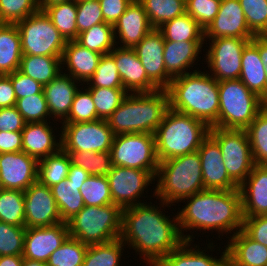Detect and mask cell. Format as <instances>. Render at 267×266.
I'll list each match as a JSON object with an SVG mask.
<instances>
[{"instance_id":"cell-1","label":"cell","mask_w":267,"mask_h":266,"mask_svg":"<svg viewBox=\"0 0 267 266\" xmlns=\"http://www.w3.org/2000/svg\"><path fill=\"white\" fill-rule=\"evenodd\" d=\"M144 203L122 210L120 239L140 252L150 266L178 248L183 239L178 215L170 220L159 207ZM174 221V222H173Z\"/></svg>"},{"instance_id":"cell-2","label":"cell","mask_w":267,"mask_h":266,"mask_svg":"<svg viewBox=\"0 0 267 266\" xmlns=\"http://www.w3.org/2000/svg\"><path fill=\"white\" fill-rule=\"evenodd\" d=\"M186 199V206L177 215L181 235L190 244L192 235L183 234L187 229L218 230L222 234L228 231L231 233L234 229V233H237L242 229L243 214L239 189H205L183 200Z\"/></svg>"},{"instance_id":"cell-3","label":"cell","mask_w":267,"mask_h":266,"mask_svg":"<svg viewBox=\"0 0 267 266\" xmlns=\"http://www.w3.org/2000/svg\"><path fill=\"white\" fill-rule=\"evenodd\" d=\"M194 72L176 77L166 88L169 108L202 120L211 127L219 115V88L210 74Z\"/></svg>"},{"instance_id":"cell-4","label":"cell","mask_w":267,"mask_h":266,"mask_svg":"<svg viewBox=\"0 0 267 266\" xmlns=\"http://www.w3.org/2000/svg\"><path fill=\"white\" fill-rule=\"evenodd\" d=\"M169 109L166 89L150 93H129L107 119L114 135L154 134Z\"/></svg>"},{"instance_id":"cell-5","label":"cell","mask_w":267,"mask_h":266,"mask_svg":"<svg viewBox=\"0 0 267 266\" xmlns=\"http://www.w3.org/2000/svg\"><path fill=\"white\" fill-rule=\"evenodd\" d=\"M209 130L202 120L169 108L154 133L159 162L197 152Z\"/></svg>"},{"instance_id":"cell-6","label":"cell","mask_w":267,"mask_h":266,"mask_svg":"<svg viewBox=\"0 0 267 266\" xmlns=\"http://www.w3.org/2000/svg\"><path fill=\"white\" fill-rule=\"evenodd\" d=\"M156 176L154 194L161 199V207L205 190L198 151L159 162Z\"/></svg>"},{"instance_id":"cell-7","label":"cell","mask_w":267,"mask_h":266,"mask_svg":"<svg viewBox=\"0 0 267 266\" xmlns=\"http://www.w3.org/2000/svg\"><path fill=\"white\" fill-rule=\"evenodd\" d=\"M219 115L211 127L245 130L266 105L257 94L250 91L240 79L218 82Z\"/></svg>"},{"instance_id":"cell-8","label":"cell","mask_w":267,"mask_h":266,"mask_svg":"<svg viewBox=\"0 0 267 266\" xmlns=\"http://www.w3.org/2000/svg\"><path fill=\"white\" fill-rule=\"evenodd\" d=\"M121 222L122 209L115 204L85 205L67 225L70 237L90 246L120 238Z\"/></svg>"},{"instance_id":"cell-9","label":"cell","mask_w":267,"mask_h":266,"mask_svg":"<svg viewBox=\"0 0 267 266\" xmlns=\"http://www.w3.org/2000/svg\"><path fill=\"white\" fill-rule=\"evenodd\" d=\"M23 55L62 56L67 41L43 10L16 23Z\"/></svg>"},{"instance_id":"cell-10","label":"cell","mask_w":267,"mask_h":266,"mask_svg":"<svg viewBox=\"0 0 267 266\" xmlns=\"http://www.w3.org/2000/svg\"><path fill=\"white\" fill-rule=\"evenodd\" d=\"M110 154L114 166L150 171L156 177L159 160L156 154L154 134L116 135L110 148Z\"/></svg>"},{"instance_id":"cell-11","label":"cell","mask_w":267,"mask_h":266,"mask_svg":"<svg viewBox=\"0 0 267 266\" xmlns=\"http://www.w3.org/2000/svg\"><path fill=\"white\" fill-rule=\"evenodd\" d=\"M209 135L221 149L229 177L239 186L255 165L246 131L210 127Z\"/></svg>"},{"instance_id":"cell-12","label":"cell","mask_w":267,"mask_h":266,"mask_svg":"<svg viewBox=\"0 0 267 266\" xmlns=\"http://www.w3.org/2000/svg\"><path fill=\"white\" fill-rule=\"evenodd\" d=\"M61 149L65 152H110L114 133L107 120L62 123Z\"/></svg>"},{"instance_id":"cell-13","label":"cell","mask_w":267,"mask_h":266,"mask_svg":"<svg viewBox=\"0 0 267 266\" xmlns=\"http://www.w3.org/2000/svg\"><path fill=\"white\" fill-rule=\"evenodd\" d=\"M212 40L206 62L211 76L218 82L239 79L242 67V52L252 39L219 37Z\"/></svg>"},{"instance_id":"cell-14","label":"cell","mask_w":267,"mask_h":266,"mask_svg":"<svg viewBox=\"0 0 267 266\" xmlns=\"http://www.w3.org/2000/svg\"><path fill=\"white\" fill-rule=\"evenodd\" d=\"M107 178L112 203L122 210L141 204L140 201L137 202V198L139 199L149 183L157 179L150 171L114 165Z\"/></svg>"},{"instance_id":"cell-15","label":"cell","mask_w":267,"mask_h":266,"mask_svg":"<svg viewBox=\"0 0 267 266\" xmlns=\"http://www.w3.org/2000/svg\"><path fill=\"white\" fill-rule=\"evenodd\" d=\"M25 227H49L62 221L51 189L34 182L24 191Z\"/></svg>"},{"instance_id":"cell-16","label":"cell","mask_w":267,"mask_h":266,"mask_svg":"<svg viewBox=\"0 0 267 266\" xmlns=\"http://www.w3.org/2000/svg\"><path fill=\"white\" fill-rule=\"evenodd\" d=\"M38 160L25 152L0 153L3 189L25 191L37 181Z\"/></svg>"},{"instance_id":"cell-17","label":"cell","mask_w":267,"mask_h":266,"mask_svg":"<svg viewBox=\"0 0 267 266\" xmlns=\"http://www.w3.org/2000/svg\"><path fill=\"white\" fill-rule=\"evenodd\" d=\"M164 38L153 28L133 49L143 65L148 78L159 88L166 89L172 78L167 74L164 62Z\"/></svg>"},{"instance_id":"cell-18","label":"cell","mask_w":267,"mask_h":266,"mask_svg":"<svg viewBox=\"0 0 267 266\" xmlns=\"http://www.w3.org/2000/svg\"><path fill=\"white\" fill-rule=\"evenodd\" d=\"M68 237L67 222L49 227L26 228L22 257L46 263L52 252Z\"/></svg>"},{"instance_id":"cell-19","label":"cell","mask_w":267,"mask_h":266,"mask_svg":"<svg viewBox=\"0 0 267 266\" xmlns=\"http://www.w3.org/2000/svg\"><path fill=\"white\" fill-rule=\"evenodd\" d=\"M239 0H221L219 12L204 30V38L219 37L253 39Z\"/></svg>"},{"instance_id":"cell-20","label":"cell","mask_w":267,"mask_h":266,"mask_svg":"<svg viewBox=\"0 0 267 266\" xmlns=\"http://www.w3.org/2000/svg\"><path fill=\"white\" fill-rule=\"evenodd\" d=\"M197 151L201 160L204 189H239L226 171L218 143L210 135L202 141Z\"/></svg>"},{"instance_id":"cell-21","label":"cell","mask_w":267,"mask_h":266,"mask_svg":"<svg viewBox=\"0 0 267 266\" xmlns=\"http://www.w3.org/2000/svg\"><path fill=\"white\" fill-rule=\"evenodd\" d=\"M110 54L114 57L123 88L127 92L150 93L159 90L148 78L134 49L115 47Z\"/></svg>"},{"instance_id":"cell-22","label":"cell","mask_w":267,"mask_h":266,"mask_svg":"<svg viewBox=\"0 0 267 266\" xmlns=\"http://www.w3.org/2000/svg\"><path fill=\"white\" fill-rule=\"evenodd\" d=\"M239 190L243 217L267 215V165L255 164Z\"/></svg>"},{"instance_id":"cell-23","label":"cell","mask_w":267,"mask_h":266,"mask_svg":"<svg viewBox=\"0 0 267 266\" xmlns=\"http://www.w3.org/2000/svg\"><path fill=\"white\" fill-rule=\"evenodd\" d=\"M114 37L120 38L119 48L133 49L152 29L143 5L133 0L113 25ZM118 33V36L116 35Z\"/></svg>"},{"instance_id":"cell-24","label":"cell","mask_w":267,"mask_h":266,"mask_svg":"<svg viewBox=\"0 0 267 266\" xmlns=\"http://www.w3.org/2000/svg\"><path fill=\"white\" fill-rule=\"evenodd\" d=\"M226 246L227 266H267V247L251 239L242 229L230 235Z\"/></svg>"},{"instance_id":"cell-25","label":"cell","mask_w":267,"mask_h":266,"mask_svg":"<svg viewBox=\"0 0 267 266\" xmlns=\"http://www.w3.org/2000/svg\"><path fill=\"white\" fill-rule=\"evenodd\" d=\"M72 76L59 74L49 84L44 85L43 93L47 102L50 117L65 120L70 112L74 96L79 90ZM52 115V116H51Z\"/></svg>"},{"instance_id":"cell-26","label":"cell","mask_w":267,"mask_h":266,"mask_svg":"<svg viewBox=\"0 0 267 266\" xmlns=\"http://www.w3.org/2000/svg\"><path fill=\"white\" fill-rule=\"evenodd\" d=\"M61 149V140L56 142L53 128L48 122L25 123L22 130V151L40 160L57 153Z\"/></svg>"},{"instance_id":"cell-27","label":"cell","mask_w":267,"mask_h":266,"mask_svg":"<svg viewBox=\"0 0 267 266\" xmlns=\"http://www.w3.org/2000/svg\"><path fill=\"white\" fill-rule=\"evenodd\" d=\"M203 41H164V62L167 74L176 78L187 73L188 68L192 66L199 57Z\"/></svg>"},{"instance_id":"cell-28","label":"cell","mask_w":267,"mask_h":266,"mask_svg":"<svg viewBox=\"0 0 267 266\" xmlns=\"http://www.w3.org/2000/svg\"><path fill=\"white\" fill-rule=\"evenodd\" d=\"M101 56L100 53L82 47L75 40L67 41L61 63L68 66L69 75L76 81L88 83V80L96 71Z\"/></svg>"},{"instance_id":"cell-29","label":"cell","mask_w":267,"mask_h":266,"mask_svg":"<svg viewBox=\"0 0 267 266\" xmlns=\"http://www.w3.org/2000/svg\"><path fill=\"white\" fill-rule=\"evenodd\" d=\"M239 79L252 92L267 101L265 66L258 48L250 41L242 52V67Z\"/></svg>"},{"instance_id":"cell-30","label":"cell","mask_w":267,"mask_h":266,"mask_svg":"<svg viewBox=\"0 0 267 266\" xmlns=\"http://www.w3.org/2000/svg\"><path fill=\"white\" fill-rule=\"evenodd\" d=\"M21 36L16 24L0 23V75H8L19 69Z\"/></svg>"},{"instance_id":"cell-31","label":"cell","mask_w":267,"mask_h":266,"mask_svg":"<svg viewBox=\"0 0 267 266\" xmlns=\"http://www.w3.org/2000/svg\"><path fill=\"white\" fill-rule=\"evenodd\" d=\"M189 241H184L178 248L164 256L155 266H227L226 248L220 259L205 254L200 249H192ZM188 248V249H187Z\"/></svg>"},{"instance_id":"cell-32","label":"cell","mask_w":267,"mask_h":266,"mask_svg":"<svg viewBox=\"0 0 267 266\" xmlns=\"http://www.w3.org/2000/svg\"><path fill=\"white\" fill-rule=\"evenodd\" d=\"M61 57L22 55L18 70L44 86L63 73Z\"/></svg>"},{"instance_id":"cell-33","label":"cell","mask_w":267,"mask_h":266,"mask_svg":"<svg viewBox=\"0 0 267 266\" xmlns=\"http://www.w3.org/2000/svg\"><path fill=\"white\" fill-rule=\"evenodd\" d=\"M82 185L65 179L50 187L63 222H67L84 208L85 203L80 193Z\"/></svg>"},{"instance_id":"cell-34","label":"cell","mask_w":267,"mask_h":266,"mask_svg":"<svg viewBox=\"0 0 267 266\" xmlns=\"http://www.w3.org/2000/svg\"><path fill=\"white\" fill-rule=\"evenodd\" d=\"M50 18L66 41H74L78 37L77 5L75 0L57 3L51 6H39Z\"/></svg>"},{"instance_id":"cell-35","label":"cell","mask_w":267,"mask_h":266,"mask_svg":"<svg viewBox=\"0 0 267 266\" xmlns=\"http://www.w3.org/2000/svg\"><path fill=\"white\" fill-rule=\"evenodd\" d=\"M164 40L173 42L204 41V29L189 14L164 22L157 28Z\"/></svg>"},{"instance_id":"cell-36","label":"cell","mask_w":267,"mask_h":266,"mask_svg":"<svg viewBox=\"0 0 267 266\" xmlns=\"http://www.w3.org/2000/svg\"><path fill=\"white\" fill-rule=\"evenodd\" d=\"M71 163L70 155L60 149L57 153L38 160L37 180L50 188L67 179Z\"/></svg>"},{"instance_id":"cell-37","label":"cell","mask_w":267,"mask_h":266,"mask_svg":"<svg viewBox=\"0 0 267 266\" xmlns=\"http://www.w3.org/2000/svg\"><path fill=\"white\" fill-rule=\"evenodd\" d=\"M82 47L91 51L107 54L115 48V37L113 25L109 23H99L88 30L79 33L75 40Z\"/></svg>"},{"instance_id":"cell-38","label":"cell","mask_w":267,"mask_h":266,"mask_svg":"<svg viewBox=\"0 0 267 266\" xmlns=\"http://www.w3.org/2000/svg\"><path fill=\"white\" fill-rule=\"evenodd\" d=\"M144 7L153 28L186 13L185 0H138Z\"/></svg>"},{"instance_id":"cell-39","label":"cell","mask_w":267,"mask_h":266,"mask_svg":"<svg viewBox=\"0 0 267 266\" xmlns=\"http://www.w3.org/2000/svg\"><path fill=\"white\" fill-rule=\"evenodd\" d=\"M254 163L267 165V105L257 114L255 120L245 129Z\"/></svg>"},{"instance_id":"cell-40","label":"cell","mask_w":267,"mask_h":266,"mask_svg":"<svg viewBox=\"0 0 267 266\" xmlns=\"http://www.w3.org/2000/svg\"><path fill=\"white\" fill-rule=\"evenodd\" d=\"M125 245L120 238L90 245L85 253L82 266H120L122 249Z\"/></svg>"},{"instance_id":"cell-41","label":"cell","mask_w":267,"mask_h":266,"mask_svg":"<svg viewBox=\"0 0 267 266\" xmlns=\"http://www.w3.org/2000/svg\"><path fill=\"white\" fill-rule=\"evenodd\" d=\"M0 221L25 226L24 191L0 190Z\"/></svg>"},{"instance_id":"cell-42","label":"cell","mask_w":267,"mask_h":266,"mask_svg":"<svg viewBox=\"0 0 267 266\" xmlns=\"http://www.w3.org/2000/svg\"><path fill=\"white\" fill-rule=\"evenodd\" d=\"M99 119L107 120L120 106L128 92L124 88L88 87Z\"/></svg>"},{"instance_id":"cell-43","label":"cell","mask_w":267,"mask_h":266,"mask_svg":"<svg viewBox=\"0 0 267 266\" xmlns=\"http://www.w3.org/2000/svg\"><path fill=\"white\" fill-rule=\"evenodd\" d=\"M88 245L78 239L68 237L64 243L49 256L47 266H82Z\"/></svg>"},{"instance_id":"cell-44","label":"cell","mask_w":267,"mask_h":266,"mask_svg":"<svg viewBox=\"0 0 267 266\" xmlns=\"http://www.w3.org/2000/svg\"><path fill=\"white\" fill-rule=\"evenodd\" d=\"M70 155L72 164L82 167L90 176H107L113 164L110 152H66Z\"/></svg>"},{"instance_id":"cell-45","label":"cell","mask_w":267,"mask_h":266,"mask_svg":"<svg viewBox=\"0 0 267 266\" xmlns=\"http://www.w3.org/2000/svg\"><path fill=\"white\" fill-rule=\"evenodd\" d=\"M80 193L87 206L113 204L107 176H90L81 186Z\"/></svg>"},{"instance_id":"cell-46","label":"cell","mask_w":267,"mask_h":266,"mask_svg":"<svg viewBox=\"0 0 267 266\" xmlns=\"http://www.w3.org/2000/svg\"><path fill=\"white\" fill-rule=\"evenodd\" d=\"M88 82H91L87 83L91 84L88 87L123 88L114 57L110 53L101 56L96 71Z\"/></svg>"},{"instance_id":"cell-47","label":"cell","mask_w":267,"mask_h":266,"mask_svg":"<svg viewBox=\"0 0 267 266\" xmlns=\"http://www.w3.org/2000/svg\"><path fill=\"white\" fill-rule=\"evenodd\" d=\"M39 10V0H0V23L16 24Z\"/></svg>"},{"instance_id":"cell-48","label":"cell","mask_w":267,"mask_h":266,"mask_svg":"<svg viewBox=\"0 0 267 266\" xmlns=\"http://www.w3.org/2000/svg\"><path fill=\"white\" fill-rule=\"evenodd\" d=\"M246 23L254 35H267V0H239Z\"/></svg>"},{"instance_id":"cell-49","label":"cell","mask_w":267,"mask_h":266,"mask_svg":"<svg viewBox=\"0 0 267 266\" xmlns=\"http://www.w3.org/2000/svg\"><path fill=\"white\" fill-rule=\"evenodd\" d=\"M15 107L25 123L44 122L50 116L44 93L17 99Z\"/></svg>"},{"instance_id":"cell-50","label":"cell","mask_w":267,"mask_h":266,"mask_svg":"<svg viewBox=\"0 0 267 266\" xmlns=\"http://www.w3.org/2000/svg\"><path fill=\"white\" fill-rule=\"evenodd\" d=\"M25 226H16L0 221V256L22 255Z\"/></svg>"},{"instance_id":"cell-51","label":"cell","mask_w":267,"mask_h":266,"mask_svg":"<svg viewBox=\"0 0 267 266\" xmlns=\"http://www.w3.org/2000/svg\"><path fill=\"white\" fill-rule=\"evenodd\" d=\"M76 92L68 117L62 123L90 122L98 120L91 93L85 88Z\"/></svg>"},{"instance_id":"cell-52","label":"cell","mask_w":267,"mask_h":266,"mask_svg":"<svg viewBox=\"0 0 267 266\" xmlns=\"http://www.w3.org/2000/svg\"><path fill=\"white\" fill-rule=\"evenodd\" d=\"M186 13L205 30L219 12L221 0H185Z\"/></svg>"},{"instance_id":"cell-53","label":"cell","mask_w":267,"mask_h":266,"mask_svg":"<svg viewBox=\"0 0 267 266\" xmlns=\"http://www.w3.org/2000/svg\"><path fill=\"white\" fill-rule=\"evenodd\" d=\"M76 5L78 34L99 23H106L99 0H84L76 2Z\"/></svg>"},{"instance_id":"cell-54","label":"cell","mask_w":267,"mask_h":266,"mask_svg":"<svg viewBox=\"0 0 267 266\" xmlns=\"http://www.w3.org/2000/svg\"><path fill=\"white\" fill-rule=\"evenodd\" d=\"M14 87L16 99L43 93V85L19 70L8 74Z\"/></svg>"},{"instance_id":"cell-55","label":"cell","mask_w":267,"mask_h":266,"mask_svg":"<svg viewBox=\"0 0 267 266\" xmlns=\"http://www.w3.org/2000/svg\"><path fill=\"white\" fill-rule=\"evenodd\" d=\"M242 230L251 239L267 247V215L243 217Z\"/></svg>"},{"instance_id":"cell-56","label":"cell","mask_w":267,"mask_h":266,"mask_svg":"<svg viewBox=\"0 0 267 266\" xmlns=\"http://www.w3.org/2000/svg\"><path fill=\"white\" fill-rule=\"evenodd\" d=\"M25 121L15 106L0 108V131L22 132Z\"/></svg>"},{"instance_id":"cell-57","label":"cell","mask_w":267,"mask_h":266,"mask_svg":"<svg viewBox=\"0 0 267 266\" xmlns=\"http://www.w3.org/2000/svg\"><path fill=\"white\" fill-rule=\"evenodd\" d=\"M133 0H99L106 23L114 25Z\"/></svg>"},{"instance_id":"cell-58","label":"cell","mask_w":267,"mask_h":266,"mask_svg":"<svg viewBox=\"0 0 267 266\" xmlns=\"http://www.w3.org/2000/svg\"><path fill=\"white\" fill-rule=\"evenodd\" d=\"M22 151V132L0 131V153Z\"/></svg>"},{"instance_id":"cell-59","label":"cell","mask_w":267,"mask_h":266,"mask_svg":"<svg viewBox=\"0 0 267 266\" xmlns=\"http://www.w3.org/2000/svg\"><path fill=\"white\" fill-rule=\"evenodd\" d=\"M16 94L9 75H0V108L13 107Z\"/></svg>"},{"instance_id":"cell-60","label":"cell","mask_w":267,"mask_h":266,"mask_svg":"<svg viewBox=\"0 0 267 266\" xmlns=\"http://www.w3.org/2000/svg\"><path fill=\"white\" fill-rule=\"evenodd\" d=\"M90 177V174L82 167L75 166L71 163L67 179L71 183L83 184Z\"/></svg>"},{"instance_id":"cell-61","label":"cell","mask_w":267,"mask_h":266,"mask_svg":"<svg viewBox=\"0 0 267 266\" xmlns=\"http://www.w3.org/2000/svg\"><path fill=\"white\" fill-rule=\"evenodd\" d=\"M251 42L258 48L263 65L267 66V35H255Z\"/></svg>"},{"instance_id":"cell-62","label":"cell","mask_w":267,"mask_h":266,"mask_svg":"<svg viewBox=\"0 0 267 266\" xmlns=\"http://www.w3.org/2000/svg\"><path fill=\"white\" fill-rule=\"evenodd\" d=\"M22 255L0 256V266H22Z\"/></svg>"},{"instance_id":"cell-63","label":"cell","mask_w":267,"mask_h":266,"mask_svg":"<svg viewBox=\"0 0 267 266\" xmlns=\"http://www.w3.org/2000/svg\"><path fill=\"white\" fill-rule=\"evenodd\" d=\"M22 266H47L45 262L23 258Z\"/></svg>"},{"instance_id":"cell-64","label":"cell","mask_w":267,"mask_h":266,"mask_svg":"<svg viewBox=\"0 0 267 266\" xmlns=\"http://www.w3.org/2000/svg\"><path fill=\"white\" fill-rule=\"evenodd\" d=\"M71 0H39V6H51L57 3L68 2Z\"/></svg>"},{"instance_id":"cell-65","label":"cell","mask_w":267,"mask_h":266,"mask_svg":"<svg viewBox=\"0 0 267 266\" xmlns=\"http://www.w3.org/2000/svg\"><path fill=\"white\" fill-rule=\"evenodd\" d=\"M265 73H266V82H267V66L265 67Z\"/></svg>"}]
</instances>
